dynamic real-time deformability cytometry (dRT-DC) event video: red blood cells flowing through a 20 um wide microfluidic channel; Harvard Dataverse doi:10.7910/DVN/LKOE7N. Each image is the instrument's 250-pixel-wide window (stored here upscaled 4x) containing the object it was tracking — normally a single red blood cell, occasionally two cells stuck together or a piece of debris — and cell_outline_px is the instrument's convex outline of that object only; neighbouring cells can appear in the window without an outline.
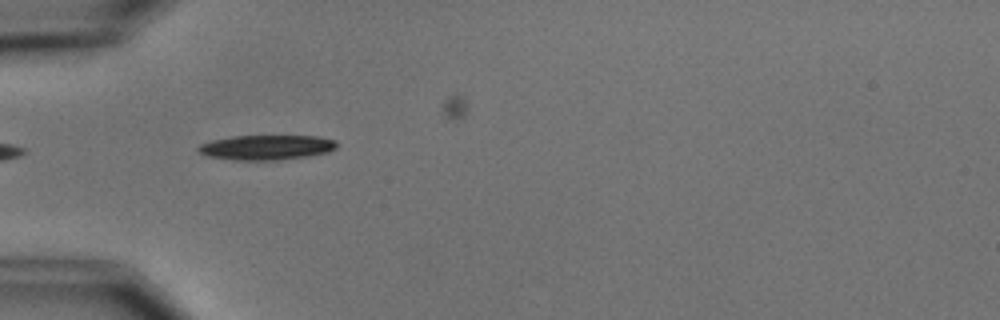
{"species": "common noctule bat (a hibernating species)", "species_latin": "Nyctalus noctula", "temperature_condition": "cold", "stored_images_in_passage": 7, "camera_frame_rate_fps": 3000, "um_per_image_px": 0.085, "animal": {"sex": "male", "body_mass_g": 15.6}, "frame": {"image": 1, "passage_image": 2, "time_ms": 1.0, "image_size_px": [1000, 320], "cell_outline_px": [[336, 148], [328, 152], [280, 160], [232, 160], [204, 156], [196, 148], [200, 144], [212, 140], [232, 136], [316, 136], [336, 140]], "centroid_in_image_um": [22.6, 12.53], "position_along_channel_um": 62.4, "area_um2": 20.06}}
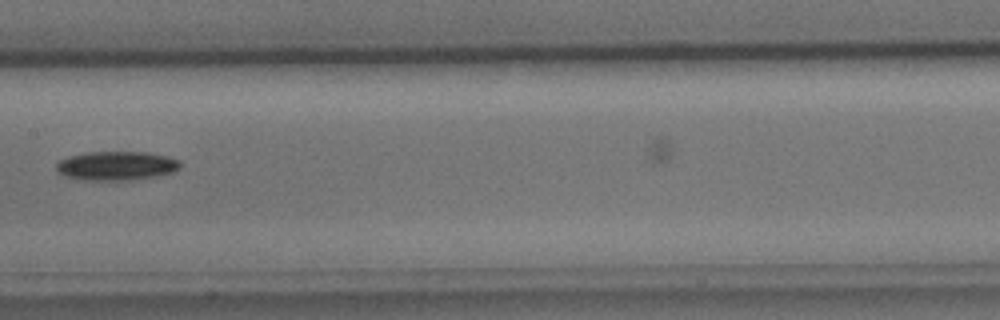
{"frame": {"image": 2, "passage_image": 5, "time_ms": 4.667, "image_size_px": [1000, 320], "cell_outline_px": [[180, 168], [172, 172], [152, 176], [128, 180], [84, 180], [64, 176], [56, 172], [56, 164], [60, 160], [68, 156], [84, 152], [144, 152], [164, 156], [180, 160]], "centroid_in_image_um": [9.82, 14.09], "position_along_channel_um": 197.6, "area_um2": 20.81}}
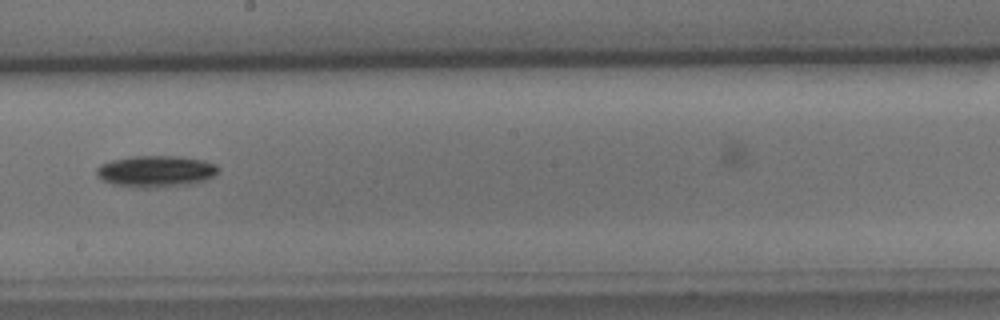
{"frame": {"image": 3, "passage_image": 6, "time_ms": 5.667, "image_size_px": [1000, 320], "cell_outline_px": [[220, 168], [216, 176], [192, 184], [156, 188], [128, 188], [112, 184], [96, 176], [96, 168], [100, 164], [112, 160], [132, 156], [176, 156], [204, 160], [216, 164]], "centroid_in_image_um": [13.25, 14.58], "position_along_channel_um": 235.0, "area_um2": 22.83}}